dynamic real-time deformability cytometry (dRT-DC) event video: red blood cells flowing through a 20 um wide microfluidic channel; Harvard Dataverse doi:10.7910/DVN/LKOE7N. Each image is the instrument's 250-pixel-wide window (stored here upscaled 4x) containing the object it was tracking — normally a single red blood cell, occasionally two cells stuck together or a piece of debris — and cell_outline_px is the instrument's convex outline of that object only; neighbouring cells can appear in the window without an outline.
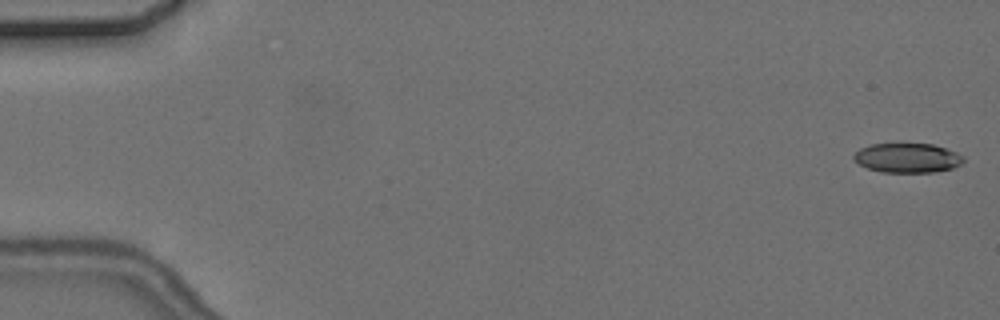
{"species": "common noctule bat (a hibernating species)", "species_latin": "Nyctalus noctula", "temperature_condition": "cold", "stored_images_in_passage": 5, "camera_frame_rate_fps": 3000, "um_per_image_px": 0.085, "animal": {"sex": "female", "body_mass_g": 24.6, "forearm_length_mm": 56.2}, "frame": {"image": 1, "passage_image": 1, "time_ms": 0.0, "image_size_px": [1000, 320], "cell_outline_px": [[964, 160], [960, 164], [952, 168], [932, 172], [880, 172], [868, 168], [860, 164], [852, 156], [860, 148], [868, 144], [900, 140], [932, 144], [956, 152], [964, 156]], "centroid_in_image_um": [77.09, 13.36], "position_along_channel_um": 7.9, "area_um2": 19.59}}
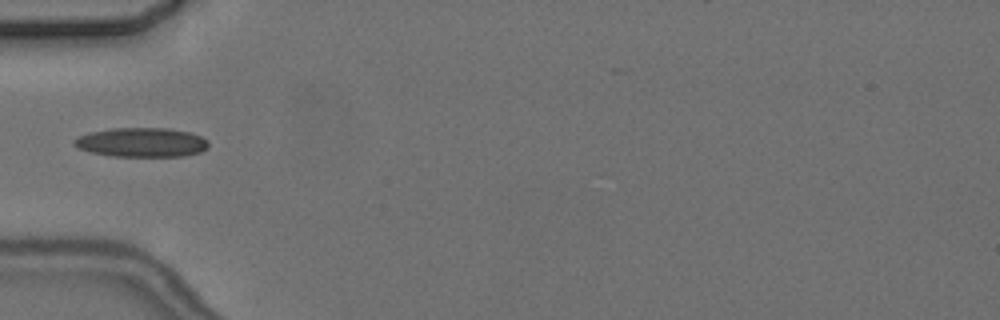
{"frame": {"image": 2, "passage_image": 5, "time_ms": 6.0, "image_size_px": [1000, 320], "cell_outline_px": [[208, 148], [200, 152], [184, 156], [112, 156], [92, 152], [76, 148], [72, 144], [72, 140], [88, 132], [112, 128], [168, 128], [188, 132], [200, 136], [208, 140]], "centroid_in_image_um": [12.01, 12.1], "position_along_channel_um": 73.0, "area_um2": 23.0}}